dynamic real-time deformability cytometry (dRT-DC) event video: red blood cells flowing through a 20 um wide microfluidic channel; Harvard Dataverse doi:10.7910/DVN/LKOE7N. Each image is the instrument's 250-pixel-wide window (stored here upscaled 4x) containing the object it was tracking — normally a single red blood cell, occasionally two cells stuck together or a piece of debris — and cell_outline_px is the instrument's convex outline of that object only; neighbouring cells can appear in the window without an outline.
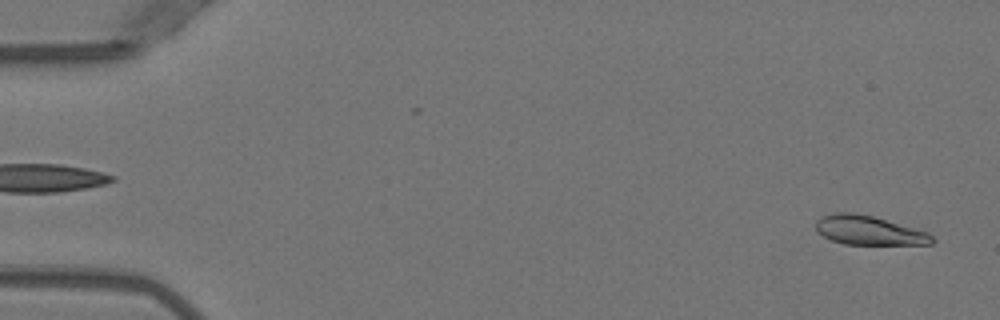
{"species": "Egyptian fruit bat (a non-hibernating species)", "species_latin": "Rousettus aegyptiacus", "temperature_condition": "warm", "stored_images_in_passage": 51, "camera_frame_rate_fps": 3000, "um_per_image_px": 0.085, "animal": {"sex": "female"}, "frame": {"image": 1, "passage_image": 2, "time_ms": 0.333, "image_size_px": [1000, 320], "cell_outline_px": [[936, 240], [932, 244], [844, 244], [832, 240], [816, 232], [816, 220], [820, 216], [832, 212], [852, 212], [872, 216], [928, 232]], "centroid_in_image_um": [73.81, 19.57], "position_along_channel_um": 11.2, "area_um2": 19.71}}
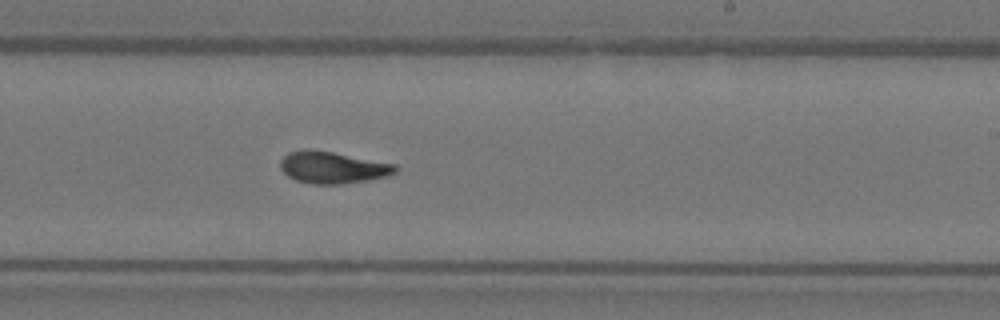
{"frame": {"image": 2, "passage_image": 31, "time_ms": 10.0, "image_size_px": [1000, 320], "cell_outline_px": [[400, 168], [396, 172], [388, 176], [368, 180], [340, 184], [312, 184], [296, 180], [288, 176], [280, 168], [280, 160], [288, 152], [308, 148], [332, 152], [396, 164]], "centroid_in_image_um": [28.28, 14.23], "position_along_channel_um": 260.7, "area_um2": 21.44}}
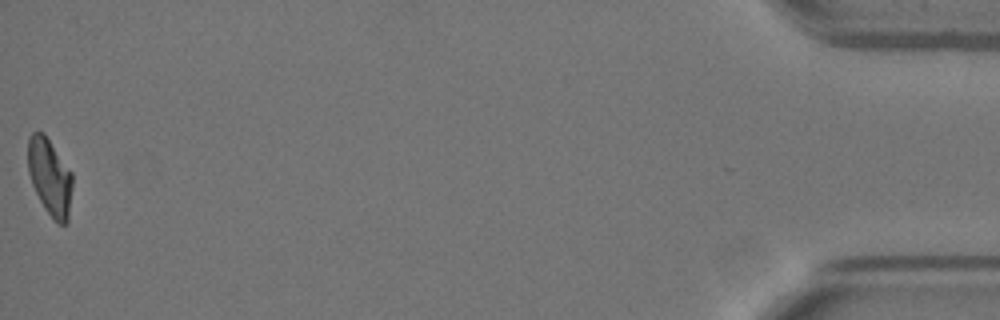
{"frame": {"image": 3, "passage_image": 51, "time_ms": 16.667, "image_size_px": [1000, 320], "cell_outline_px": [[72, 188], [68, 224], [60, 224], [52, 220], [44, 208], [32, 184], [28, 172], [28, 136], [32, 132], [44, 132], [72, 172]], "centroid_in_image_um": [4.24, 15.06], "position_along_channel_um": 431.0, "area_um2": 20.17}, "authors_computed_cell_mechanics": {"area_um2": 20.6346, "velocity_mm_per_s": 3.9701, "shape_relaxation_time_tau1_ms": 6.1881, "shape_relaxation_time_tau2_ms": 1.9994, "deformation_change_tau1": 0.2397, "deformation_change_tau2": 0.082}}